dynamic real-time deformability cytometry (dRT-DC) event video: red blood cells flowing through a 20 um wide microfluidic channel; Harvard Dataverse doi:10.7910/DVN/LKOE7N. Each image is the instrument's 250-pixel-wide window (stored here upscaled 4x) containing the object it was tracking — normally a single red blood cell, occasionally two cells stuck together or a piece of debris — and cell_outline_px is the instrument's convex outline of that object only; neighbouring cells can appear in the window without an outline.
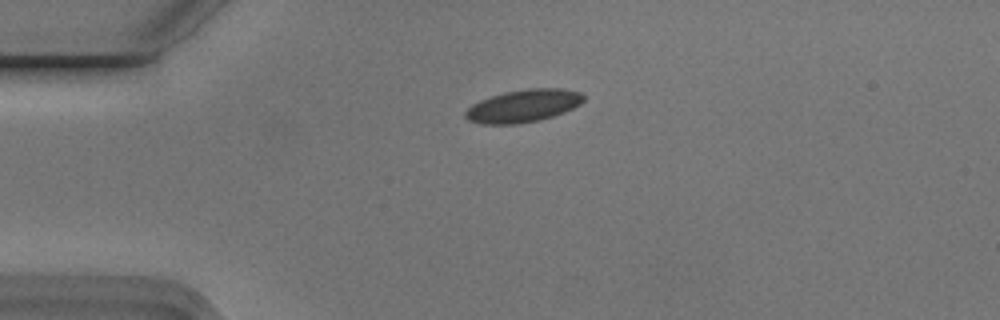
{"species": "Egyptian fruit bat (a non-hibernating species)", "species_latin": "Rousettus aegyptiacus", "temperature_condition": "cold", "stored_images_in_passage": 3, "camera_frame_rate_fps": 3000, "um_per_image_px": 0.085, "animal": {"sex": "male"}, "frame": {"image": 1, "passage_image": 1, "time_ms": 0.0, "image_size_px": [1000, 320], "cell_outline_px": [[584, 100], [580, 104], [564, 112], [540, 120], [516, 124], [480, 124], [468, 120], [464, 116], [464, 112], [472, 104], [480, 100], [504, 92], [528, 88], [564, 88], [580, 92], [584, 96]], "centroid_in_image_um": [44.47, 9.0], "position_along_channel_um": 40.5, "area_um2": 22.54}}